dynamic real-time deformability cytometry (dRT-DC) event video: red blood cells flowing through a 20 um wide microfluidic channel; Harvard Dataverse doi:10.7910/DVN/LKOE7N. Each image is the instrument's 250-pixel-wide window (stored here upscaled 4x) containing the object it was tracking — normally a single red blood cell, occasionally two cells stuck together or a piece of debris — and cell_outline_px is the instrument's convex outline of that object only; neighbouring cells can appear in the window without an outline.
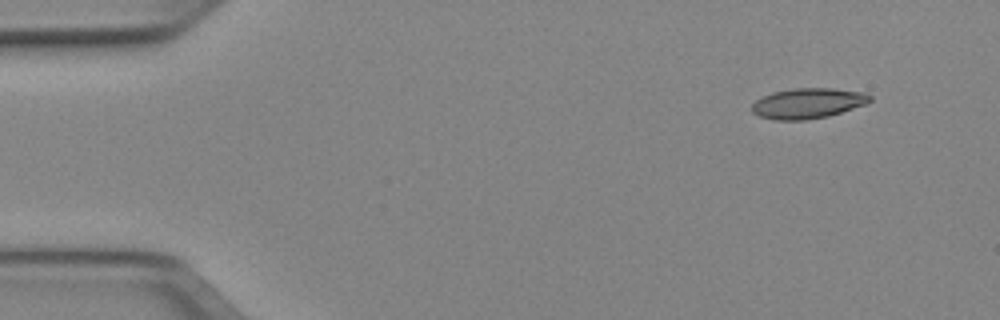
{"species": "Egyptian fruit bat (a non-hibernating species)", "species_latin": "Rousettus aegyptiacus", "temperature_condition": "cold", "stored_images_in_passage": 47, "camera_frame_rate_fps": 3000, "um_per_image_px": 0.085, "animal": {"sex": "female"}, "frame": {"image": 1, "passage_image": 1, "time_ms": 0.0, "image_size_px": [1000, 320], "cell_outline_px": [[872, 100], [868, 104], [828, 116], [804, 120], [776, 120], [760, 116], [752, 112], [752, 104], [760, 96], [772, 92], [792, 88], [832, 88], [864, 92], [872, 96]], "centroid_in_image_um": [68.68, 8.77], "position_along_channel_um": 16.3, "area_um2": 21.1}}
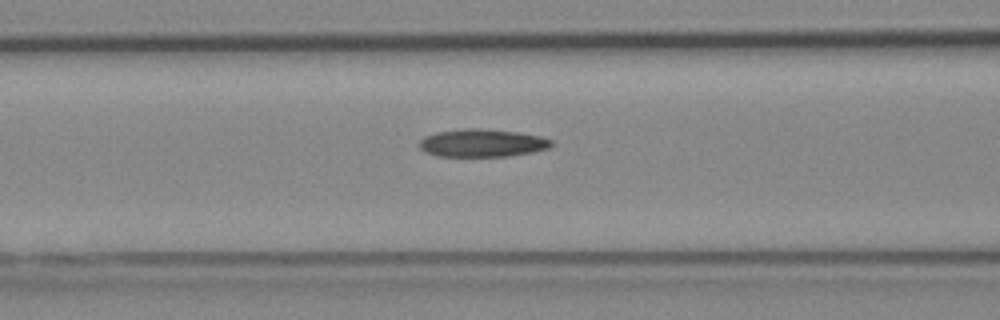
{"frame": {"image": 2, "passage_image": 17, "time_ms": 5.333, "image_size_px": [1000, 320], "cell_outline_px": [[552, 144], [548, 148], [532, 152], [508, 156], [436, 156], [424, 152], [420, 148], [420, 140], [424, 136], [436, 132], [468, 128], [484, 128], [520, 132], [540, 136], [552, 140]], "centroid_in_image_um": [40.97, 12.15], "position_along_channel_um": 125.6, "area_um2": 21.5}}
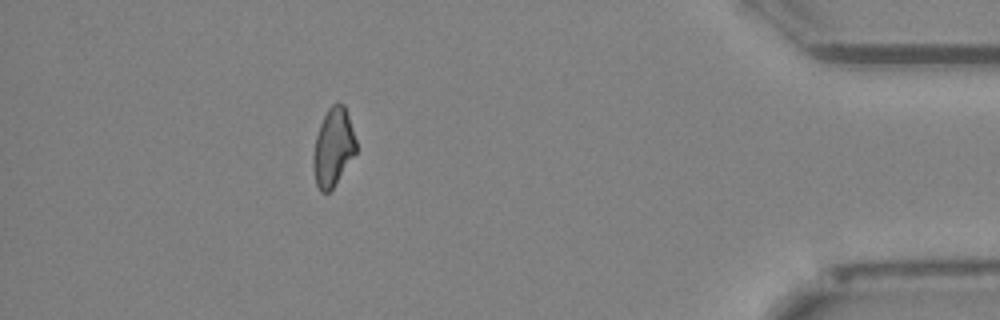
{"frame": {"image": 3, "passage_image": 42, "time_ms": 13.667, "image_size_px": [1000, 320], "cell_outline_px": [[356, 152], [332, 188], [328, 192], [320, 192], [316, 184], [312, 164], [312, 156], [316, 136], [320, 124], [328, 108], [336, 100], [344, 104], [356, 140]], "centroid_in_image_um": [28.3, 12.49], "position_along_channel_um": 406.9, "area_um2": 19.36}, "authors_computed_cell_mechanics": {"area_um2": 20.8658, "velocity_mm_per_s": 3.9644, "shape_relaxation_time_tau1_ms": null, "shape_relaxation_time_tau2_ms": 7.3531, "deformation_change_tau1": null, "deformation_change_tau2": 0.1637}}